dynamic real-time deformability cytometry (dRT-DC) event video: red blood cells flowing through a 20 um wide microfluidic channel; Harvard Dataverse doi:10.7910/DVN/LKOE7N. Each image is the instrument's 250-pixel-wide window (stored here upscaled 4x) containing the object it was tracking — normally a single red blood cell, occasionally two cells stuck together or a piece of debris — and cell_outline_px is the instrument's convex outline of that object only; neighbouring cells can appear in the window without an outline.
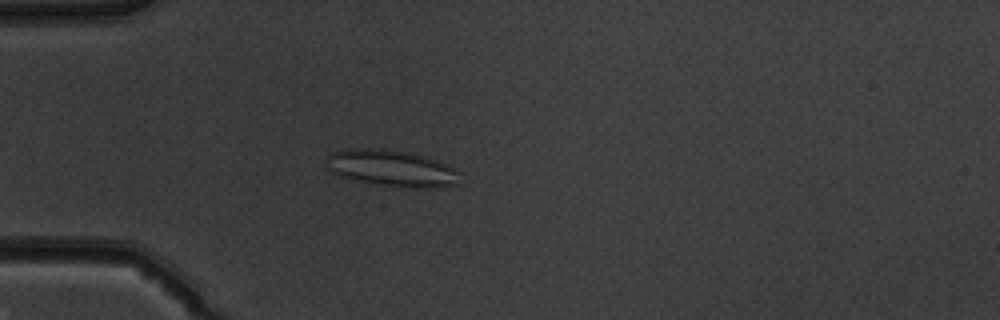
{"species": "common noctule bat (a hibernating species)", "species_latin": "Nyctalus noctula", "temperature_condition": "warm", "stored_images_in_passage": 51, "camera_frame_rate_fps": 3000, "um_per_image_px": 0.085, "animal": {"sex": "male", "body_mass_g": 19.5, "forearm_length_mm": 54.6}, "frame": {"image": 1, "passage_image": 15, "time_ms": 4.667, "image_size_px": [1000, 320], "cell_outline_px": [[460, 184], [380, 184], [340, 176], [332, 172], [324, 164], [324, 156], [332, 152], [348, 148], [384, 148], [408, 152], [436, 160], [456, 168], [460, 172]], "centroid_in_image_um": [33.16, 14.2], "position_along_channel_um": 51.8, "area_um2": 27.22}}
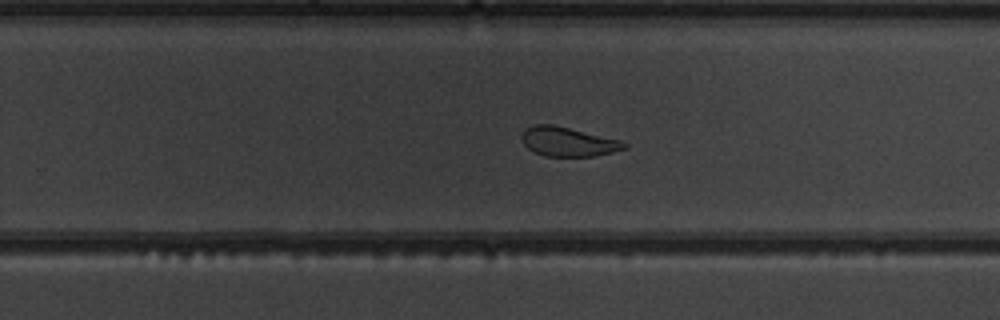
{"frame": {"image": 2, "passage_image": 33, "time_ms": 10.667, "image_size_px": [1000, 320], "cell_outline_px": [[628, 148], [612, 152], [592, 156], [544, 156], [528, 148], [524, 144], [520, 136], [532, 124], [552, 124], [620, 140], [628, 144]], "centroid_in_image_um": [48.29, 12.04], "position_along_channel_um": 281.5, "area_um2": 17.28}}
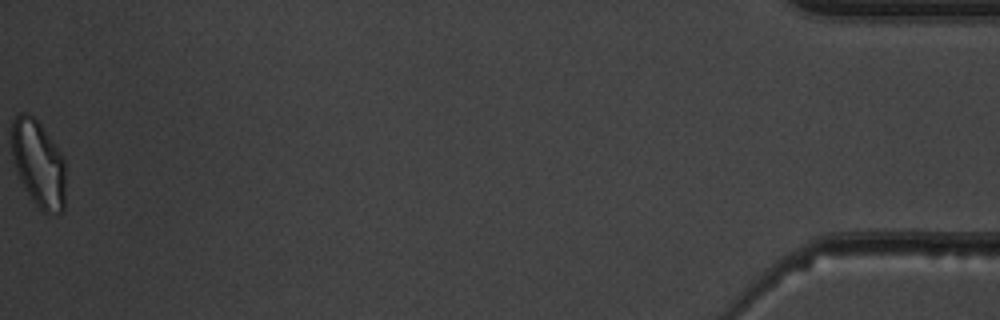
{"frame": {"image": 3, "passage_image": 51, "time_ms": 16.667, "image_size_px": [1000, 320], "cell_outline_px": [[64, 208], [60, 212], [44, 212], [32, 200], [20, 180], [12, 156], [12, 120], [20, 112], [28, 112], [40, 124], [64, 160]], "centroid_in_image_um": [3.24, 13.89], "position_along_channel_um": 432.0, "area_um2": 26.59}, "authors_computed_cell_mechanics": {"area_um2": 22.831, "velocity_mm_per_s": 4.0575, "shape_relaxation_time_tau1_ms": null, "shape_relaxation_time_tau2_ms": 1.8871, "deformation_change_tau1": null, "deformation_change_tau2": 0.0956}}